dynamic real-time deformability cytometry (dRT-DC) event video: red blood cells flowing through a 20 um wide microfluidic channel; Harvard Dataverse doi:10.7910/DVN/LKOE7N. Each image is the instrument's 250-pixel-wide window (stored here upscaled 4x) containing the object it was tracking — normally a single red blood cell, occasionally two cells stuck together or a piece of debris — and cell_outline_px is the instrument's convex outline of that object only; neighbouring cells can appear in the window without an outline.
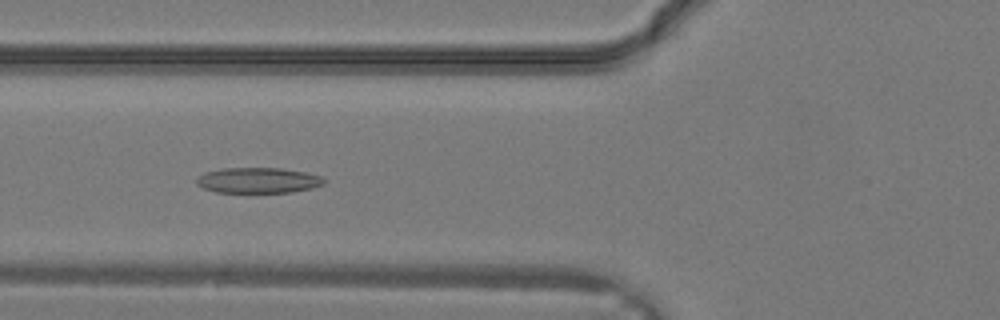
{"species": "common noctule bat (a hibernating species)", "species_latin": "Nyctalus noctula", "temperature_condition": "warm", "stored_images_in_passage": 31, "camera_frame_rate_fps": 3000, "um_per_image_px": 0.085, "animal": {"sex": "male", "body_mass_g": 19.2, "forearm_length_mm": 51.8}, "frame": {"image": 1, "passage_image": 12, "time_ms": 3.667, "image_size_px": [1000, 320], "cell_outline_px": [[324, 184], [312, 188], [292, 192], [216, 192], [204, 188], [196, 184], [196, 180], [204, 172], [224, 168], [280, 168], [308, 172], [320, 176], [324, 180]], "centroid_in_image_um": [21.95, 15.32], "position_along_channel_um": 103.9, "area_um2": 18.9}}
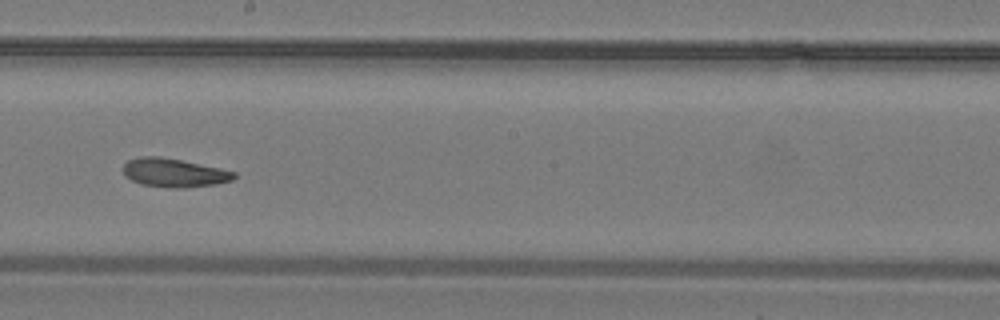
{"frame": {"image": 2, "passage_image": 18, "time_ms": 5.667, "image_size_px": [1000, 320], "cell_outline_px": [[236, 176], [232, 180], [216, 184], [184, 188], [168, 188], [140, 184], [124, 176], [124, 164], [128, 160], [140, 156], [160, 156], [220, 168], [236, 172]], "centroid_in_image_um": [14.78, 14.69], "position_along_channel_um": 233.4, "area_um2": 18.55}}
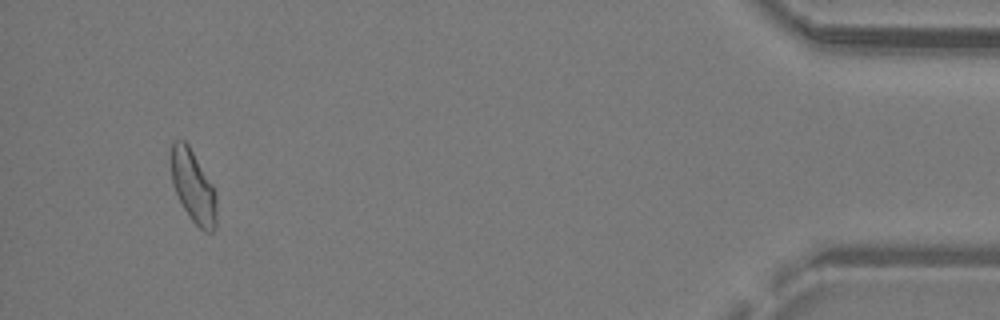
{"frame": {"image": 3, "passage_image": 30, "time_ms": 9.667, "image_size_px": [1000, 320], "cell_outline_px": [[216, 228], [212, 232], [204, 232], [192, 220], [184, 208], [176, 192], [172, 180], [172, 140], [184, 140], [188, 144], [212, 184], [216, 192]], "centroid_in_image_um": [16.45, 15.88], "position_along_channel_um": 418.7, "area_um2": 18.84}}